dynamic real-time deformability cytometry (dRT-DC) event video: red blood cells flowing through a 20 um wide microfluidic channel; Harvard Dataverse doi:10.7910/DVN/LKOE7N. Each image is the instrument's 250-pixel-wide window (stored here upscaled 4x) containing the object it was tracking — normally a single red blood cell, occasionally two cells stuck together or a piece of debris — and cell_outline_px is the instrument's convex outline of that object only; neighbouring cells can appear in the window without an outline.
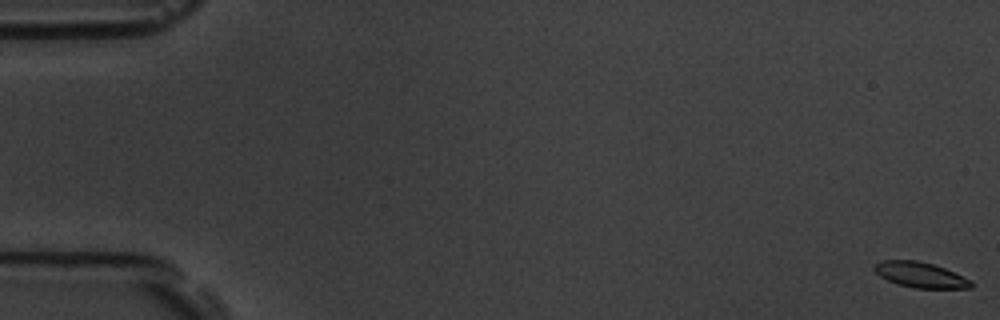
{"species": "common noctule bat (a hibernating species)", "species_latin": "Nyctalus noctula", "temperature_condition": "room temperature", "stored_images_in_passage": 59, "camera_frame_rate_fps": 3000, "um_per_image_px": 0.085, "animal": {"sex": "male", "body_mass_g": 19.5, "forearm_length_mm": 54.6}, "frame": {"image": 1, "passage_image": 1, "time_ms": 0.0, "image_size_px": [1000, 320], "cell_outline_px": [[972, 288], [916, 288], [896, 284], [880, 276], [872, 268], [880, 260], [916, 260], [932, 264], [944, 268], [972, 280]], "centroid_in_image_um": [78.22, 23.36], "position_along_channel_um": 6.8, "area_um2": 14.28}}
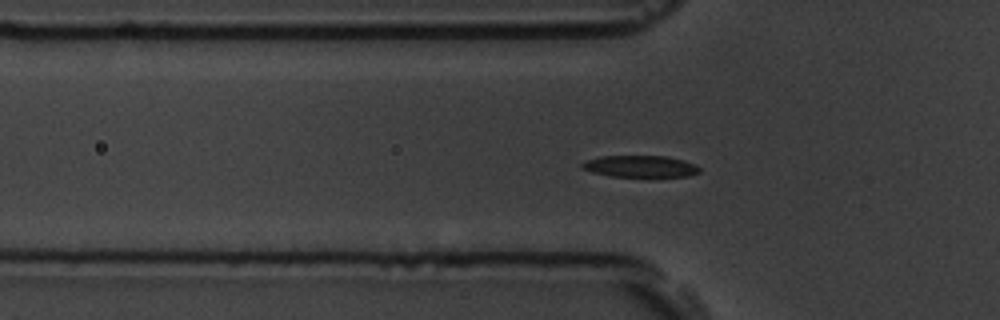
{"frame": {"image": 2, "passage_image": 20, "time_ms": 6.333, "image_size_px": [1000, 320], "cell_outline_px": [[700, 172], [688, 176], [648, 180], [612, 176], [592, 172], [580, 168], [580, 164], [588, 160], [600, 156], [664, 156], [684, 160], [700, 168]], "centroid_in_image_um": [54.45, 14.2], "position_along_channel_um": 71.4, "area_um2": 15.72}}
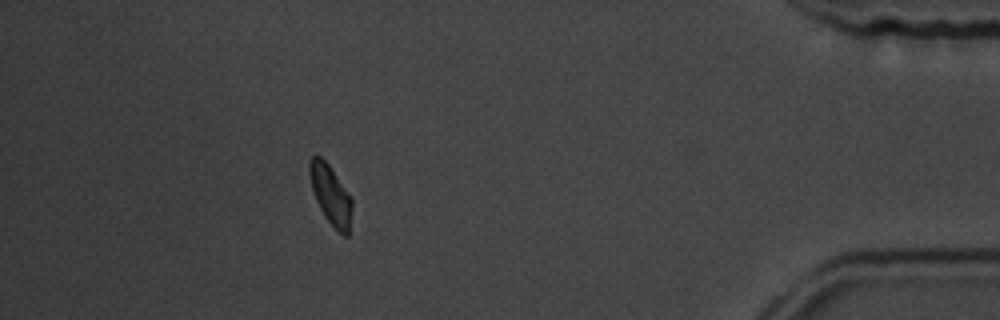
{"frame": {"image": 3, "passage_image": 53, "time_ms": 17.333, "image_size_px": [1000, 320], "cell_outline_px": [[352, 208], [348, 236], [344, 236], [324, 216], [316, 200], [312, 188], [308, 172], [308, 160], [312, 156], [320, 156], [328, 164], [352, 200]], "centroid_in_image_um": [28.08, 16.54], "position_along_channel_um": 407.1, "area_um2": 14.33}, "authors_computed_cell_mechanics": {"area_um2": 15.028, "velocity_mm_per_s": 3.5198, "shape_relaxation_time_tau1_ms": 3.603, "shape_relaxation_time_tau2_ms": 2.8431, "deformation_change_tau1": 0.0942, "deformation_change_tau2": 0.0563}}